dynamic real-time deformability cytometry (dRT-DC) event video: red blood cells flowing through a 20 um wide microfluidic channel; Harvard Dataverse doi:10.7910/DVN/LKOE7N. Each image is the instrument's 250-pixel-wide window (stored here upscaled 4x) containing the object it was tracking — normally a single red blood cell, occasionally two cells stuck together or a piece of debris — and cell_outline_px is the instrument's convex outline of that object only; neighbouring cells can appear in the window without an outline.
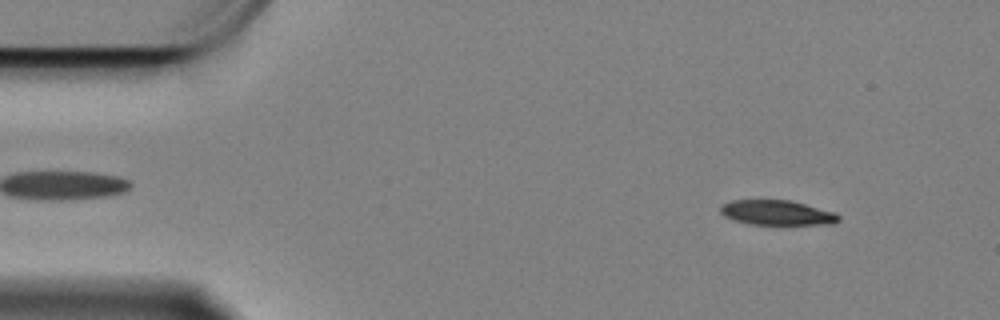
{"species": "Egyptian fruit bat (a non-hibernating species)", "species_latin": "Rousettus aegyptiacus", "temperature_condition": "cold", "stored_images_in_passage": 58, "camera_frame_rate_fps": 3000, "um_per_image_px": 0.085, "animal": {"sex": "female"}, "frame": {"image": 1, "passage_image": 5, "time_ms": 1.333, "image_size_px": [1000, 320], "cell_outline_px": [[840, 220], [832, 224], [752, 224], [736, 220], [724, 216], [720, 212], [720, 208], [724, 204], [732, 200], [788, 200], [804, 204], [832, 212], [840, 216]], "centroid_in_image_um": [66.03, 18.08], "position_along_channel_um": 19.0, "area_um2": 16.7}}
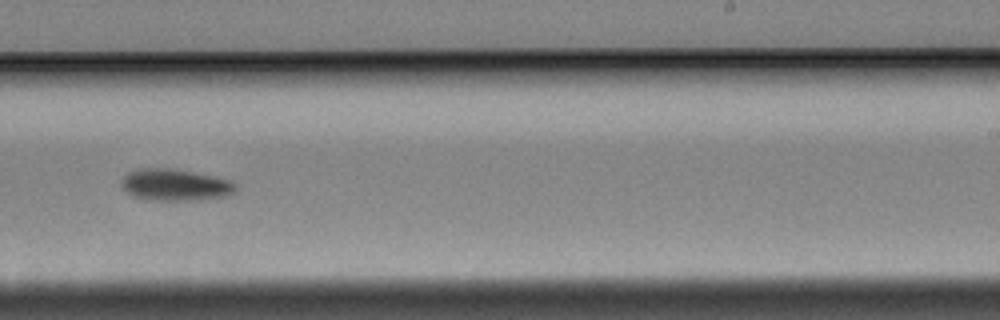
{"frame": {"image": 2, "passage_image": 35, "time_ms": 11.333, "image_size_px": [1000, 320], "cell_outline_px": [[236, 192], [228, 196], [200, 200], [144, 200], [132, 196], [120, 184], [120, 180], [128, 172], [136, 168], [168, 168], [192, 172], [232, 180], [236, 184]], "centroid_in_image_um": [14.88, 15.72], "position_along_channel_um": 274.1, "area_um2": 21.39}}
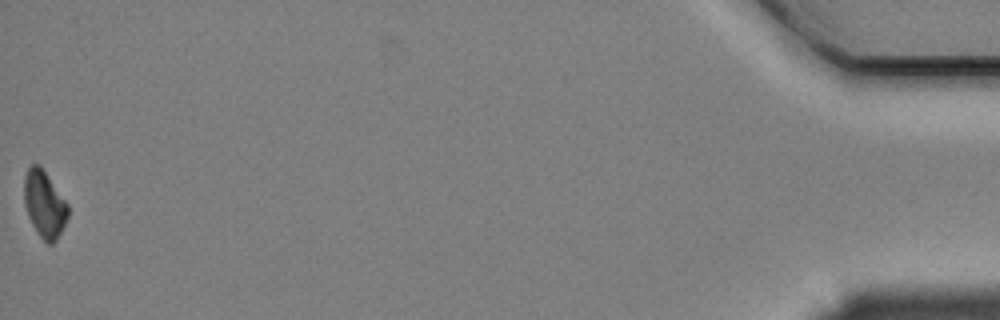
{"frame": {"image": 3, "passage_image": 58, "time_ms": 19.0, "image_size_px": [1000, 320], "cell_outline_px": [[68, 216], [56, 240], [52, 244], [48, 244], [36, 232], [28, 216], [24, 204], [24, 176], [28, 168], [32, 164], [40, 164], [68, 204]], "centroid_in_image_um": [3.76, 17.33], "position_along_channel_um": 431.4, "area_um2": 16.99}, "authors_computed_cell_mechanics": {"area_um2": 19.3052, "velocity_mm_per_s": 3.3356, "shape_relaxation_time_tau1_ms": 2.9365, "shape_relaxation_time_tau2_ms": null, "deformation_change_tau1": 0.1303, "deformation_change_tau2": null}}